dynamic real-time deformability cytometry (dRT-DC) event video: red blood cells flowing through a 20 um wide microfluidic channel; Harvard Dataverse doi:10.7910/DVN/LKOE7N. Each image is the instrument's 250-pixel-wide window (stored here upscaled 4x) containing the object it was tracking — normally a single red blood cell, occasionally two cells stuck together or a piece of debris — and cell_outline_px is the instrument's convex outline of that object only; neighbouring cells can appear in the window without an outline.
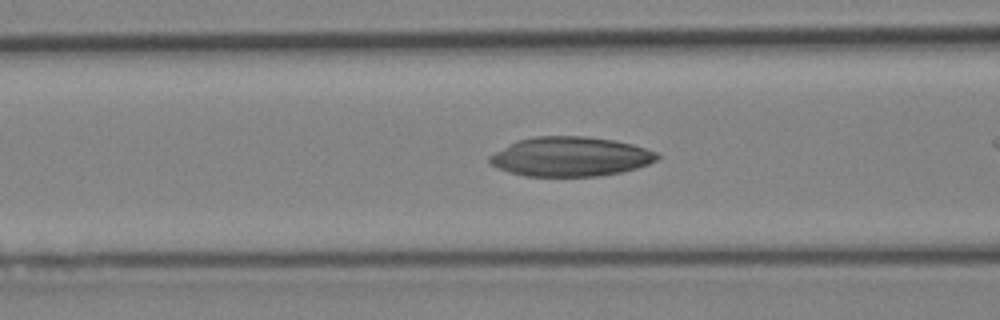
{"species": "Egyptian fruit bat (a non-hibernating species)", "species_latin": "Rousettus aegyptiacus", "temperature_condition": "cold", "stored_images_in_passage": 22, "camera_frame_rate_fps": 3000, "um_per_image_px": 0.085, "animal": {"sex": "female"}, "frame": {"image": 1, "passage_image": 10, "time_ms": 3.0, "image_size_px": [1000, 320], "cell_outline_px": [[660, 156], [656, 160], [648, 164], [636, 168], [620, 172], [600, 176], [524, 176], [508, 172], [496, 168], [488, 160], [488, 156], [516, 140], [536, 136], [584, 136], [612, 140], [632, 144], [656, 152]], "centroid_in_image_um": [48.45, 13.31], "position_along_channel_um": 118.2, "area_um2": 38.49}}
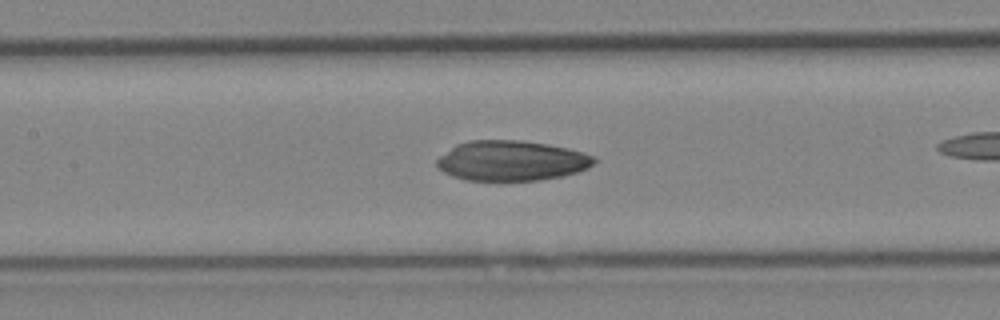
{"frame": {"image": 2, "passage_image": 13, "time_ms": 4.0, "image_size_px": [1000, 320], "cell_outline_px": [[596, 160], [588, 168], [576, 172], [560, 176], [540, 180], [464, 180], [452, 176], [444, 172], [436, 164], [436, 160], [440, 156], [456, 144], [468, 140], [520, 140], [548, 144], [568, 148], [584, 152], [592, 156]], "centroid_in_image_um": [43.46, 13.65], "position_along_channel_um": 163.9, "area_um2": 36.65}}
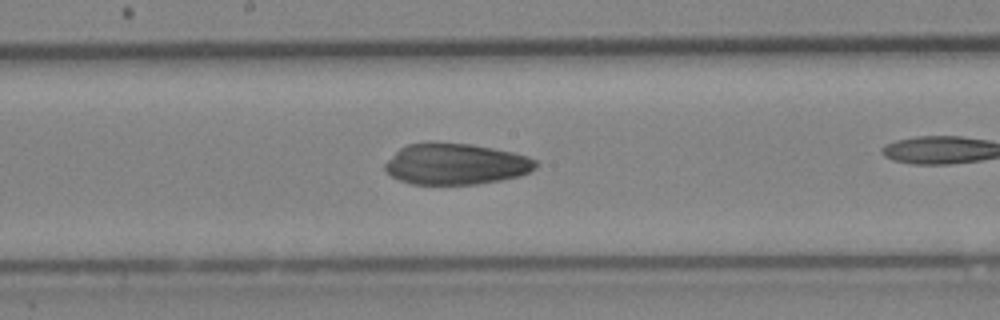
{"frame": {"image": 3, "passage_image": 16, "time_ms": 5.0, "image_size_px": [1000, 320], "cell_outline_px": [[536, 168], [520, 176], [500, 180], [476, 184], [412, 184], [400, 180], [392, 176], [384, 168], [384, 164], [400, 148], [408, 144], [472, 144], [512, 152], [528, 156], [536, 160]], "centroid_in_image_um": [38.77, 13.96], "position_along_channel_um": 209.4, "area_um2": 35.49}}